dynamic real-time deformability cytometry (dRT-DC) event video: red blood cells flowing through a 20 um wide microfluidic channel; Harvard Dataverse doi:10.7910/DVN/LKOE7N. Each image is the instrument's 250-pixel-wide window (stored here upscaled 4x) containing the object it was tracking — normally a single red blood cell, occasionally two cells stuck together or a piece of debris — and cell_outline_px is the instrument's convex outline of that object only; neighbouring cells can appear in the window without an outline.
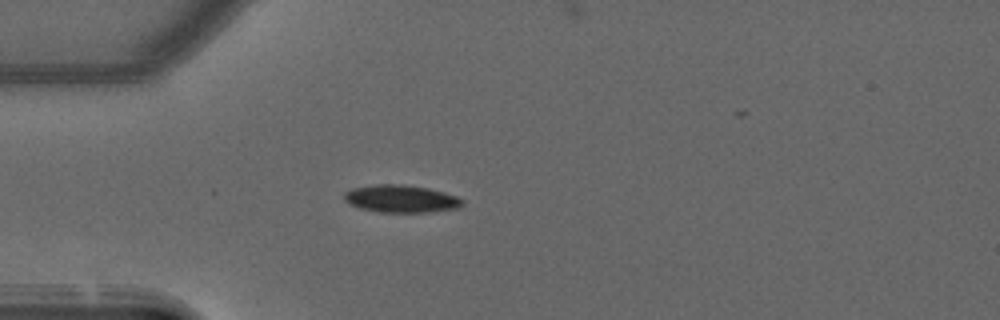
{"species": "common noctule bat (a hibernating species)", "species_latin": "Nyctalus noctula", "temperature_condition": "warm", "stored_images_in_passage": 34, "camera_frame_rate_fps": 3000, "um_per_image_px": 0.085, "animal": {"sex": "male", "forearm_length_mm": 52.5}, "frame": {"image": 1, "passage_image": 1, "time_ms": 0.0, "image_size_px": [1000, 320], "cell_outline_px": [[464, 204], [460, 208], [432, 212], [380, 212], [360, 208], [348, 204], [344, 200], [344, 192], [352, 188], [376, 184], [400, 184], [428, 188], [444, 192], [456, 196], [464, 200]], "centroid_in_image_um": [34.1, 16.9], "position_along_channel_um": 50.9, "area_um2": 19.13}}
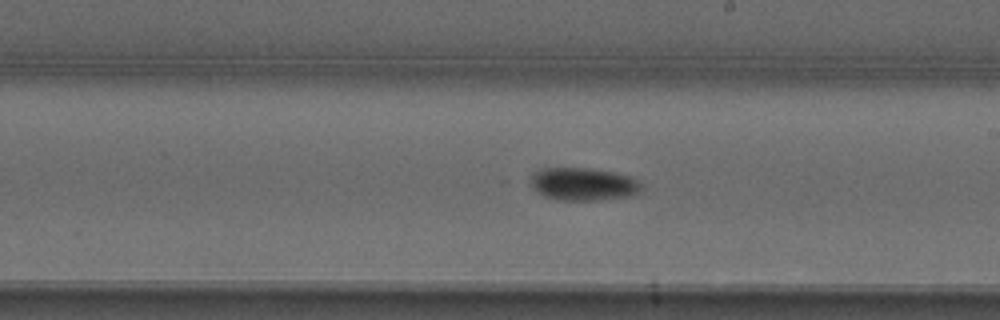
{"frame": {"image": 2, "passage_image": 16, "time_ms": 5.0, "image_size_px": [1000, 320], "cell_outline_px": [[640, 188], [636, 192], [628, 196], [600, 200], [560, 200], [544, 196], [536, 192], [532, 184], [532, 172], [540, 168], [584, 168], [612, 172], [628, 176], [636, 180], [640, 184]], "centroid_in_image_um": [49.51, 15.65], "position_along_channel_um": 239.5, "area_um2": 20.81}}
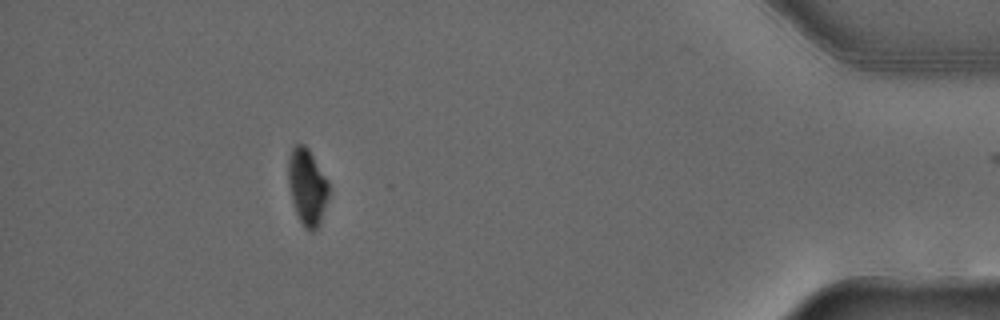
{"frame": {"image": 3, "passage_image": 33, "time_ms": 10.667, "image_size_px": [1000, 320], "cell_outline_px": [[328, 196], [320, 220], [316, 228], [312, 232], [304, 228], [296, 212], [292, 200], [288, 184], [288, 156], [292, 148], [296, 144], [304, 144], [308, 148], [328, 180]], "centroid_in_image_um": [26.09, 15.84], "position_along_channel_um": 409.1, "area_um2": 17.8}}